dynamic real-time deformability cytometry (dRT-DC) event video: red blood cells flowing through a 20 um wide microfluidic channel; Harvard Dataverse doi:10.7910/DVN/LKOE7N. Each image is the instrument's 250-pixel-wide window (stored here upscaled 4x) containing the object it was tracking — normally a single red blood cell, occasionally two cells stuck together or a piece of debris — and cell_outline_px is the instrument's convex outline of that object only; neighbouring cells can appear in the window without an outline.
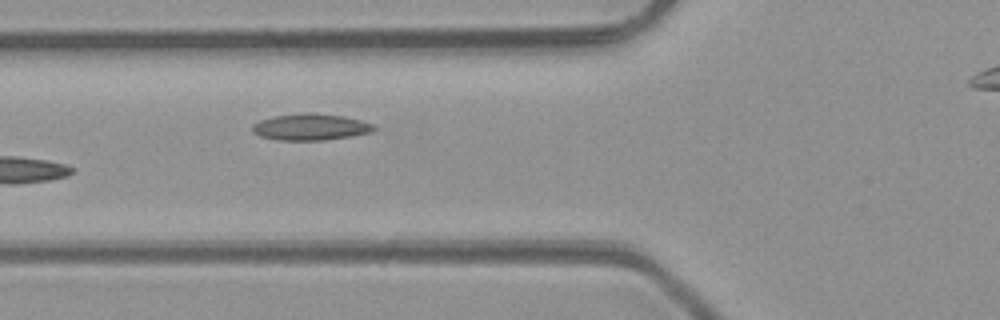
{"species": "common noctule bat (a hibernating species)", "species_latin": "Nyctalus noctula", "temperature_condition": "room temperature", "stored_images_in_passage": 6, "segment_of_instrument_passage": [1, 2], "camera_frame_rate_fps": 3000, "um_per_image_px": 0.085, "animal": {"sex": "male", "body_mass_g": 23.1, "forearm_length_mm": 52.7}, "frame": {"image": 1, "passage_image": 5, "time_ms": 5.333, "image_size_px": [1000, 320], "cell_outline_px": [[376, 128], [372, 132], [352, 136], [324, 140], [276, 140], [260, 136], [252, 132], [252, 124], [260, 120], [272, 116], [308, 112], [312, 112], [344, 116], [360, 120], [372, 124]], "centroid_in_image_um": [26.37, 10.79], "position_along_channel_um": 99.4, "area_um2": 18.9}}